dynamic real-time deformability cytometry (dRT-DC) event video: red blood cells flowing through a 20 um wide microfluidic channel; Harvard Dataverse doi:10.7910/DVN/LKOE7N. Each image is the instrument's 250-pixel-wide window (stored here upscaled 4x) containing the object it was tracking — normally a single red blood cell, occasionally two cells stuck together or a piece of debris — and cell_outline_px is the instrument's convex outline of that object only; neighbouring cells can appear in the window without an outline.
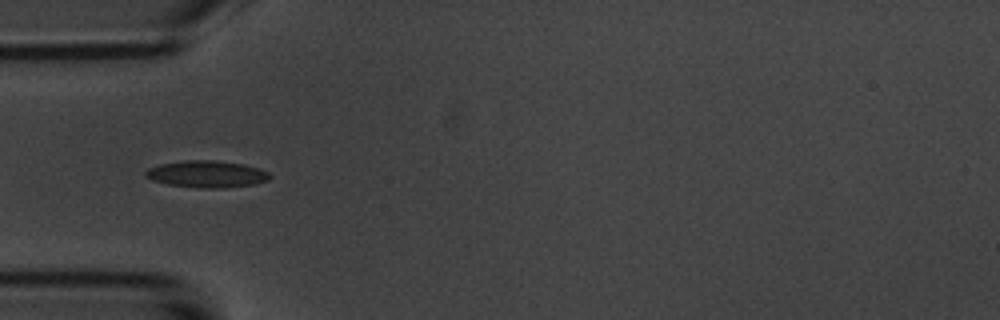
{"species": "common noctule bat (a hibernating species)", "species_latin": "Nyctalus noctula", "temperature_condition": "room temperature", "stored_images_in_passage": 7, "camera_frame_rate_fps": 3000, "um_per_image_px": 0.085, "animal": {"sex": "male", "body_mass_g": 20.1, "forearm_length_mm": 53.5}, "frame": {"image": 1, "passage_image": 4, "time_ms": 3.667, "image_size_px": [1000, 320], "cell_outline_px": [[272, 176], [268, 180], [256, 184], [224, 188], [196, 188], [168, 184], [152, 180], [144, 176], [144, 172], [148, 168], [160, 164], [184, 160], [216, 160], [244, 164], [268, 172]], "centroid_in_image_um": [17.56, 14.8], "position_along_channel_um": 67.4, "area_um2": 19.59}}
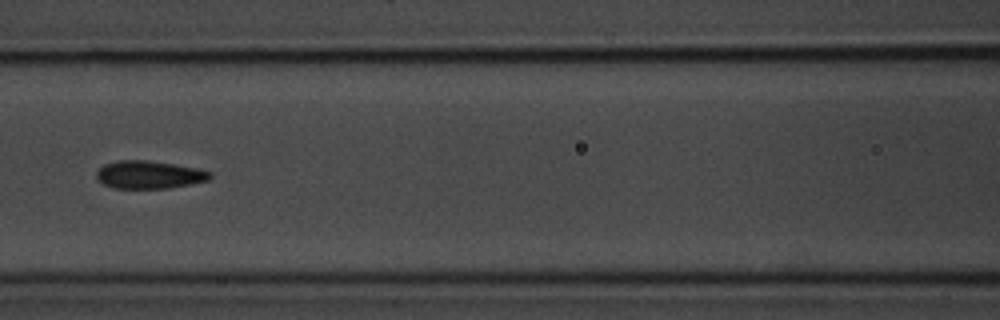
{"frame": {"image": 2, "passage_image": 6, "time_ms": 6.0, "image_size_px": [1000, 320], "cell_outline_px": [[212, 176], [208, 180], [168, 188], [112, 188], [96, 180], [96, 172], [104, 164], [120, 160], [148, 160], [196, 168], [212, 172]], "centroid_in_image_um": [12.64, 14.85], "position_along_channel_um": 154.0, "area_um2": 18.32}}
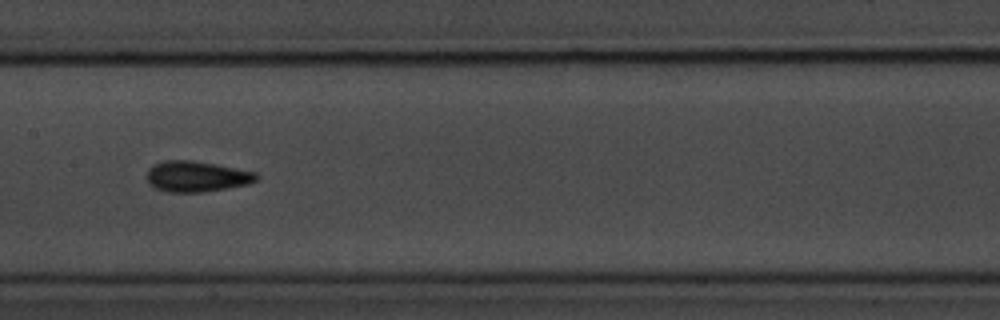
{"frame": {"image": 3, "passage_image": 7, "time_ms": 7.0, "image_size_px": [1000, 320], "cell_outline_px": [[260, 176], [256, 180], [248, 184], [228, 188], [204, 192], [168, 192], [156, 188], [148, 180], [148, 168], [152, 164], [164, 160], [192, 160], [216, 164], [256, 172]], "centroid_in_image_um": [16.73, 14.99], "position_along_channel_um": 190.7, "area_um2": 19.65}}